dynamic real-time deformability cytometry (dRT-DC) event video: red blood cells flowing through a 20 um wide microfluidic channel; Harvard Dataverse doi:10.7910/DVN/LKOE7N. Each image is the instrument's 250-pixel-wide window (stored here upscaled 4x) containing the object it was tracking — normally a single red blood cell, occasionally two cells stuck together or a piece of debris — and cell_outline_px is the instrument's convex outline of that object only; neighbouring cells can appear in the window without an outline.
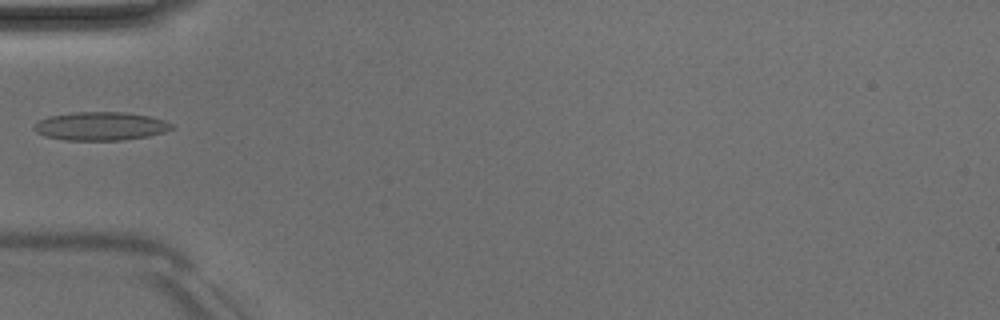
{"species": "Egyptian fruit bat (a non-hibernating species)", "species_latin": "Rousettus aegyptiacus", "temperature_condition": "room temperature", "stored_images_in_passage": 20, "camera_frame_rate_fps": 3000, "um_per_image_px": 0.085, "animal": {"sex": "male"}, "frame": {"image": 1, "passage_image": 1, "time_ms": 0.0, "image_size_px": [1000, 320], "cell_outline_px": [[176, 128], [164, 132], [148, 136], [120, 140], [64, 140], [44, 136], [36, 132], [32, 128], [40, 120], [48, 116], [76, 112], [128, 112], [148, 116], [164, 120], [172, 124]], "centroid_in_image_um": [8.56, 10.72], "position_along_channel_um": 76.4, "area_um2": 22.83}}
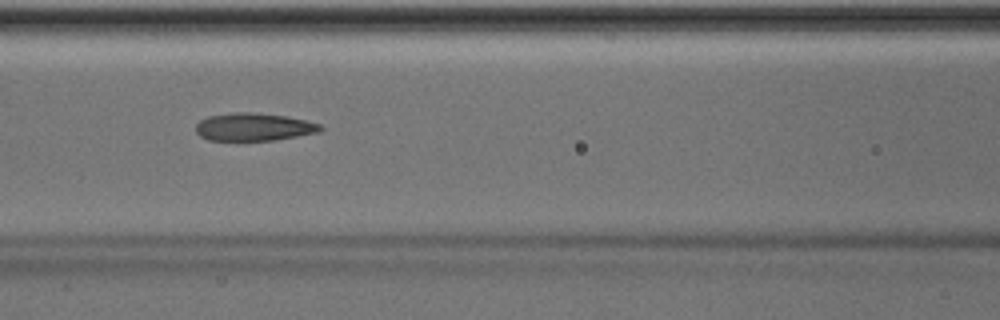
{"frame": {"image": 2, "passage_image": 6, "time_ms": 1.667, "image_size_px": [1000, 320], "cell_outline_px": [[324, 128], [320, 132], [276, 140], [208, 140], [200, 136], [196, 132], [196, 124], [200, 120], [208, 116], [232, 112], [252, 112], [284, 116], [304, 120], [320, 124]], "centroid_in_image_um": [21.56, 10.79], "position_along_channel_um": 145.0, "area_um2": 20.17}}
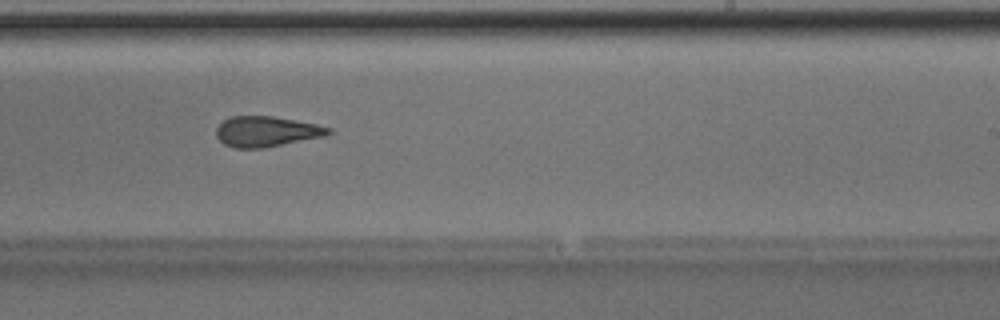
{"frame": {"image": 3, "passage_image": 15, "time_ms": 4.667, "image_size_px": [1000, 320], "cell_outline_px": [[332, 132], [328, 136], [260, 148], [236, 148], [224, 144], [216, 136], [216, 128], [224, 120], [232, 116], [272, 116], [316, 124], [332, 128]], "centroid_in_image_um": [22.67, 11.18], "position_along_channel_um": 266.3, "area_um2": 19.83}}